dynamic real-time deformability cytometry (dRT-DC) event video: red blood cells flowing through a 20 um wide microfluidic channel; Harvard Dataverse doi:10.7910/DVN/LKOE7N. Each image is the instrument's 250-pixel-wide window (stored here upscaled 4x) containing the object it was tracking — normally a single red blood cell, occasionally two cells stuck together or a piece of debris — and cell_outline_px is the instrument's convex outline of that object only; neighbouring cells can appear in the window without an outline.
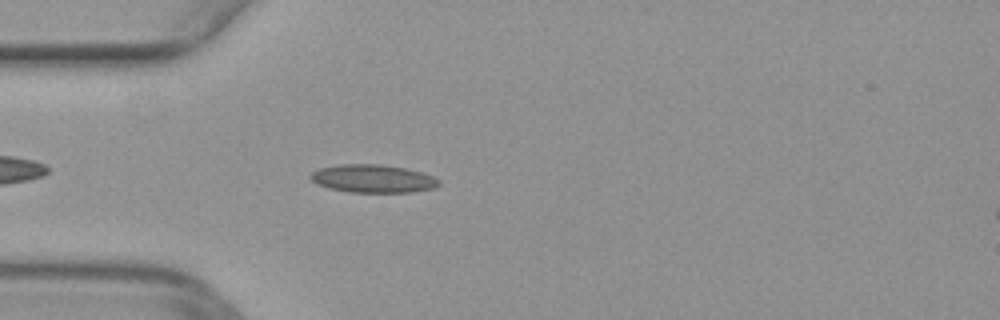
{"species": "common noctule bat (a hibernating species)", "species_latin": "Nyctalus noctula", "temperature_condition": "warm", "stored_images_in_passage": 38, "camera_frame_rate_fps": 3000, "um_per_image_px": 0.085, "animal": {"sex": "female", "body_mass_g": 29.2, "forearm_length_mm": 56.3}, "frame": {"image": 1, "passage_image": 4, "time_ms": 1.0, "image_size_px": [1000, 320], "cell_outline_px": [[440, 184], [436, 188], [412, 192], [348, 192], [328, 188], [316, 184], [308, 176], [312, 172], [320, 168], [340, 164], [380, 164], [404, 168], [420, 172], [432, 176], [440, 180]], "centroid_in_image_um": [31.69, 15.19], "position_along_channel_um": 53.3, "area_um2": 21.04}}
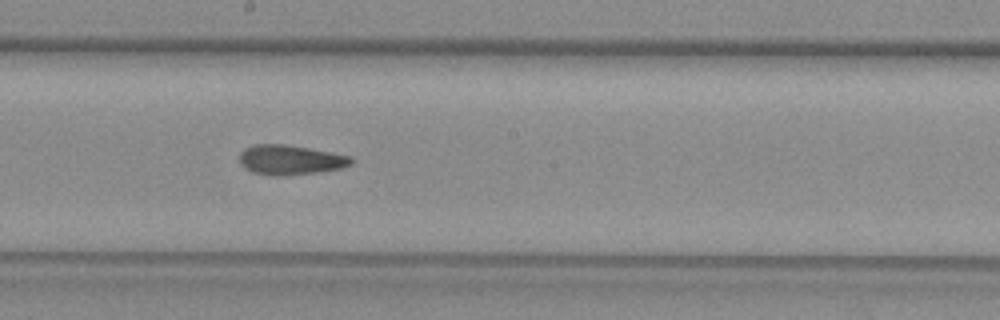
{"frame": {"image": 2, "passage_image": 17, "time_ms": 5.333, "image_size_px": [1000, 320], "cell_outline_px": [[352, 164], [340, 168], [316, 172], [284, 176], [272, 176], [252, 172], [244, 168], [240, 164], [240, 152], [244, 148], [252, 144], [284, 144], [308, 148], [352, 156]], "centroid_in_image_um": [24.63, 13.59], "position_along_channel_um": 223.6, "area_um2": 19.42}}
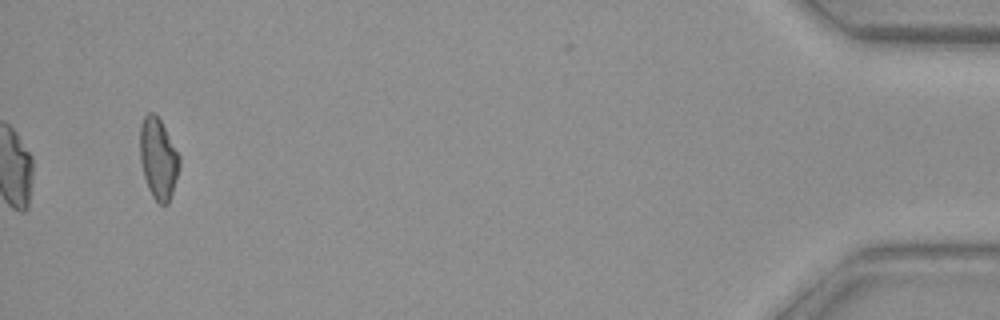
{"frame": {"image": 3, "passage_image": 38, "time_ms": 12.333, "image_size_px": [1000, 320], "cell_outline_px": [[180, 164], [172, 192], [168, 204], [160, 204], [152, 196], [148, 188], [144, 176], [140, 160], [140, 124], [144, 116], [148, 112], [152, 112], [160, 120], [180, 156]], "centroid_in_image_um": [13.44, 13.47], "position_along_channel_um": 421.8, "area_um2": 18.38}}